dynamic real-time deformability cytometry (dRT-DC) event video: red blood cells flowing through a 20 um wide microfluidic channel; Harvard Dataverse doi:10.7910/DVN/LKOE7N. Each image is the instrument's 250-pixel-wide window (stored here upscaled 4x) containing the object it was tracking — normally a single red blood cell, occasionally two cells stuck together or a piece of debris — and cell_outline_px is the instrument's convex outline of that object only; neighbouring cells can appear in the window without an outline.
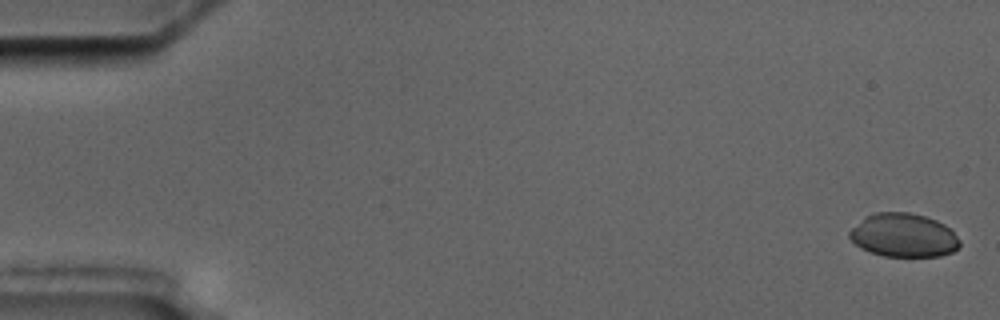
{"species": "common noctule bat (a hibernating species)", "species_latin": "Nyctalus noctula", "temperature_condition": "cold", "stored_images_in_passage": 7, "camera_frame_rate_fps": 3000, "um_per_image_px": 0.085, "animal": {"sex": "male", "body_mass_g": 17.5, "forearm_length_mm": 52.3}, "frame": {"image": 1, "passage_image": 1, "time_ms": 0.0, "image_size_px": [1000, 320], "cell_outline_px": [[960, 244], [952, 252], [940, 256], [884, 256], [860, 248], [848, 236], [848, 232], [864, 216], [872, 212], [908, 212], [924, 216], [936, 220], [944, 224], [960, 240]], "centroid_in_image_um": [76.77, 19.99], "position_along_channel_um": 8.2, "area_um2": 27.92}}
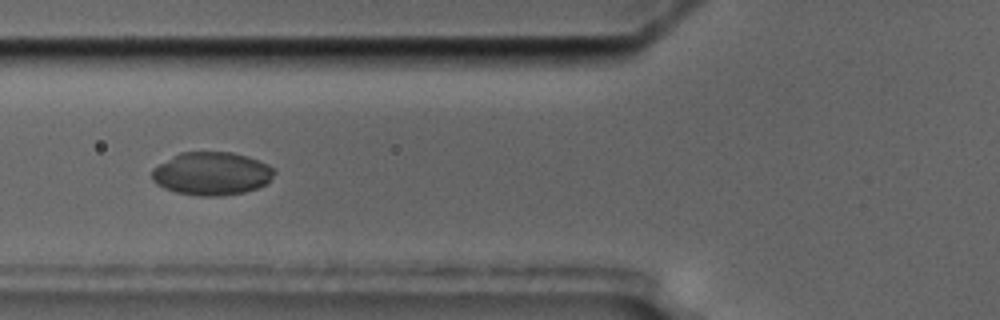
{"frame": {"image": 2, "passage_image": 7, "time_ms": 7.0, "image_size_px": [1000, 320], "cell_outline_px": [[276, 172], [268, 184], [244, 192], [220, 196], [196, 196], [176, 192], [164, 188], [156, 184], [152, 180], [152, 168], [172, 156], [180, 152], [232, 152], [248, 156], [268, 164], [276, 168]], "centroid_in_image_um": [18.01, 14.75], "position_along_channel_um": 107.8, "area_um2": 31.1}}